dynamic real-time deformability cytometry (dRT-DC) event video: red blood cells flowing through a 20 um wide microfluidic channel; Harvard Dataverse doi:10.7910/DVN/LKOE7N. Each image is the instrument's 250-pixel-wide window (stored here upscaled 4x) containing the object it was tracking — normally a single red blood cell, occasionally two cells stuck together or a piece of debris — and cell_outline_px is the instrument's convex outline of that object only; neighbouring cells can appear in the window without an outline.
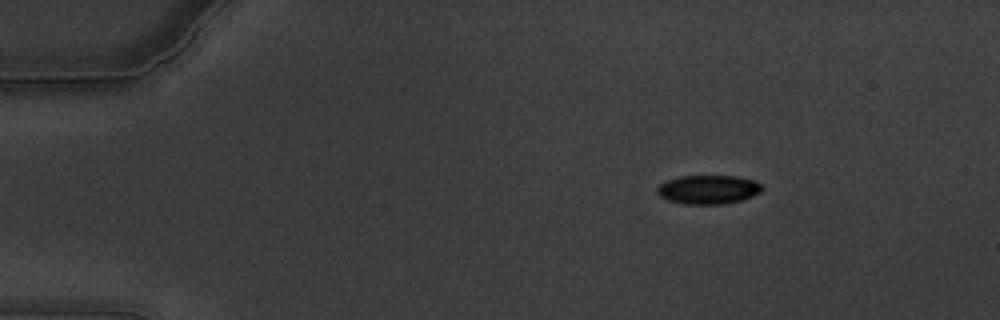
{"species": "common noctule bat (a hibernating species)", "species_latin": "Nyctalus noctula", "temperature_condition": "warm", "stored_images_in_passage": 61, "camera_frame_rate_fps": 3000, "um_per_image_px": 0.085, "animal": {"sex": "male", "body_mass_g": 19.5, "forearm_length_mm": 54.6}, "frame": {"image": 1, "passage_image": 10, "time_ms": 3.0, "image_size_px": [1000, 320], "cell_outline_px": [[764, 188], [760, 192], [752, 196], [740, 200], [724, 204], [684, 204], [668, 200], [660, 196], [656, 192], [656, 188], [664, 180], [680, 176], [736, 176], [752, 180], [760, 184]], "centroid_in_image_um": [60.16, 16.11], "position_along_channel_um": 24.8, "area_um2": 17.69}}
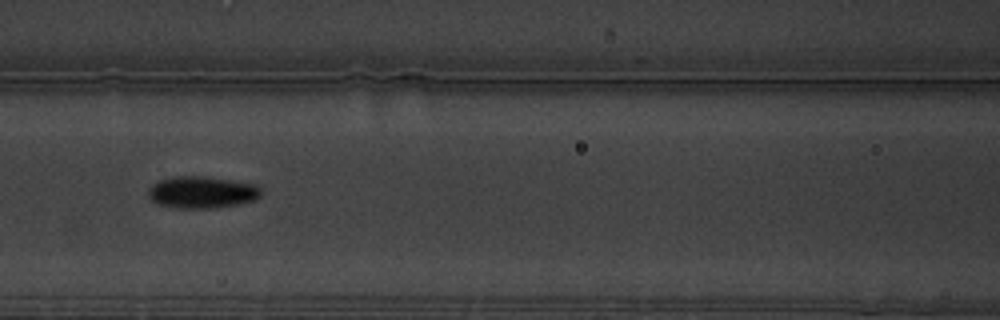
{"frame": {"image": 2, "passage_image": 28, "time_ms": 9.0, "image_size_px": [1000, 320], "cell_outline_px": [[260, 196], [256, 200], [240, 204], [212, 208], [180, 208], [160, 204], [152, 200], [148, 196], [148, 188], [152, 184], [160, 180], [176, 176], [204, 176], [232, 180], [256, 184], [260, 188]], "centroid_in_image_um": [17.18, 16.33], "position_along_channel_um": 149.4, "area_um2": 20.98}}
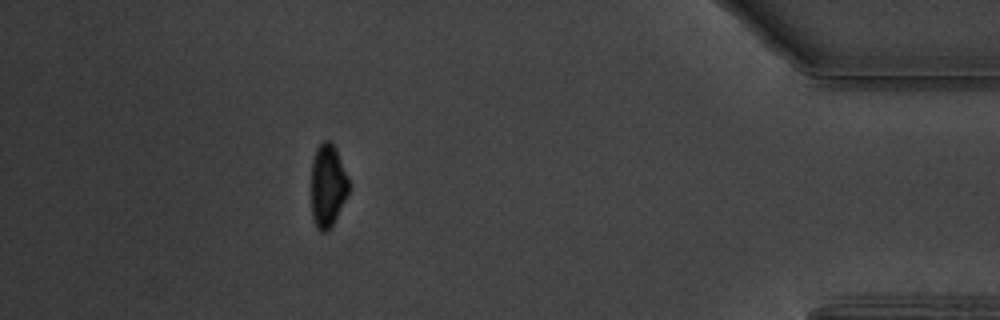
{"frame": {"image": 3, "passage_image": 55, "time_ms": 18.0, "image_size_px": [1000, 320], "cell_outline_px": [[348, 192], [332, 228], [328, 232], [320, 232], [316, 228], [312, 216], [312, 160], [316, 148], [324, 140], [328, 140], [336, 148], [348, 176]], "centroid_in_image_um": [27.85, 15.81], "position_along_channel_um": 407.3, "area_um2": 18.21}, "authors_computed_cell_mechanics": {"area_um2": 19.1896, "velocity_mm_per_s": 3.3801, "shape_relaxation_time_tau1_ms": 3.529, "shape_relaxation_time_tau2_ms": null, "deformation_change_tau1": 0.1245, "deformation_change_tau2": null}}